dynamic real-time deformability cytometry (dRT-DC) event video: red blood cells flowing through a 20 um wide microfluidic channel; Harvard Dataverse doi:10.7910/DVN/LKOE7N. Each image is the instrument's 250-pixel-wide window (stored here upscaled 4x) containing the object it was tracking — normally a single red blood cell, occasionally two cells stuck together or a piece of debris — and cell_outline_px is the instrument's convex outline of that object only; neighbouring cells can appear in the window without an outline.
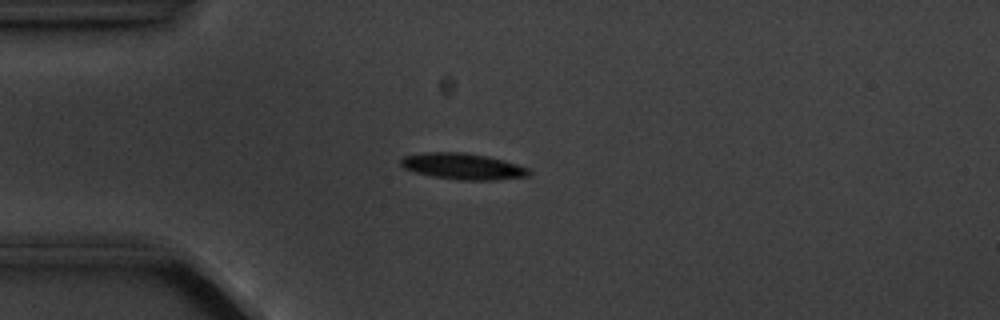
{"species": "common noctule bat (a hibernating species)", "species_latin": "Nyctalus noctula", "temperature_condition": "cold", "stored_images_in_passage": 7, "camera_frame_rate_fps": 3000, "um_per_image_px": 0.085, "animal": {"sex": "male", "body_mass_g": 20.1, "forearm_length_mm": 53.5}, "frame": {"image": 1, "passage_image": 3, "time_ms": 3.333, "image_size_px": [1000, 320], "cell_outline_px": [[532, 172], [528, 176], [496, 180], [460, 180], [432, 176], [416, 172], [404, 168], [400, 164], [400, 160], [404, 156], [424, 152], [464, 152], [504, 160], [528, 168]], "centroid_in_image_um": [39.34, 14.14], "position_along_channel_um": 45.7, "area_um2": 19.48}}